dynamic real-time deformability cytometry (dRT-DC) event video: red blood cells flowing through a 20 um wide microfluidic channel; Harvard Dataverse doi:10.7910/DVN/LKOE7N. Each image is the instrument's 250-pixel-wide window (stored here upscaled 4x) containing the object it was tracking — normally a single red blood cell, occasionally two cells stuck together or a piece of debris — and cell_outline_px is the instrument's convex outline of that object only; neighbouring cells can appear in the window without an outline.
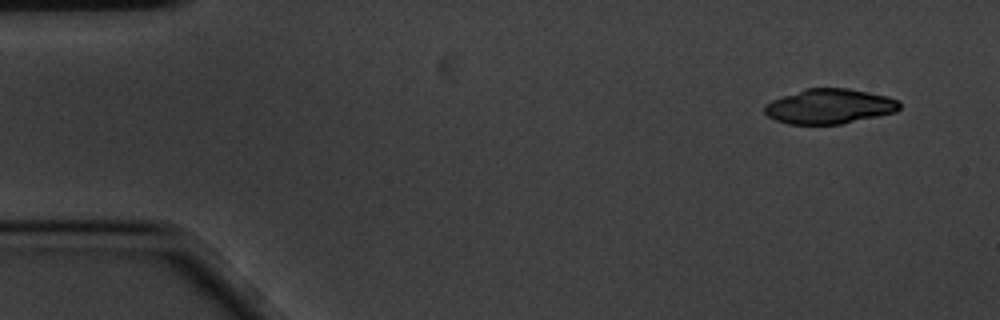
{"species": "common noctule bat (a hibernating species)", "species_latin": "Nyctalus noctula", "temperature_condition": "cold", "stored_images_in_passage": 4, "camera_frame_rate_fps": 3000, "um_per_image_px": 0.085, "animal": {"sex": "male", "body_mass_g": 20.1, "forearm_length_mm": 53.5}, "frame": {"image": 1, "passage_image": 1, "time_ms": 0.0, "image_size_px": [1000, 320], "cell_outline_px": [[900, 108], [896, 112], [840, 124], [788, 124], [776, 120], [768, 116], [764, 112], [764, 104], [772, 100], [804, 88], [848, 88], [888, 96], [900, 100]], "centroid_in_image_um": [70.5, 9.03], "position_along_channel_um": 14.5, "area_um2": 27.51}}